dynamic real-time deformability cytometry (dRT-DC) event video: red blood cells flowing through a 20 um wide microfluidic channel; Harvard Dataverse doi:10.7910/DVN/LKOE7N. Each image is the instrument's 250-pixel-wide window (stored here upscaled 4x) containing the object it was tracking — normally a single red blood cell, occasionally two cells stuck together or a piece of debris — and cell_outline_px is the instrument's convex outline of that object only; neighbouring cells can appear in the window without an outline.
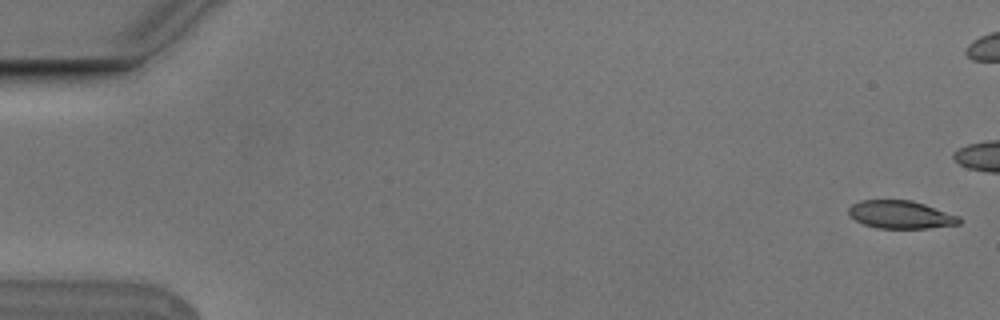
{"species": "Egyptian fruit bat (a non-hibernating species)", "species_latin": "Rousettus aegyptiacus", "temperature_condition": "cold", "stored_images_in_passage": 6, "camera_frame_rate_fps": 3000, "um_per_image_px": 0.085, "animal": {"sex": "male"}, "frame": {"image": 1, "passage_image": 1, "time_ms": 0.0, "image_size_px": [1000, 320], "cell_outline_px": [[960, 224], [928, 228], [876, 228], [864, 224], [848, 216], [848, 208], [852, 204], [860, 200], [912, 200], [960, 216]], "centroid_in_image_um": [76.53, 18.24], "position_along_channel_um": 8.5, "area_um2": 18.03}}